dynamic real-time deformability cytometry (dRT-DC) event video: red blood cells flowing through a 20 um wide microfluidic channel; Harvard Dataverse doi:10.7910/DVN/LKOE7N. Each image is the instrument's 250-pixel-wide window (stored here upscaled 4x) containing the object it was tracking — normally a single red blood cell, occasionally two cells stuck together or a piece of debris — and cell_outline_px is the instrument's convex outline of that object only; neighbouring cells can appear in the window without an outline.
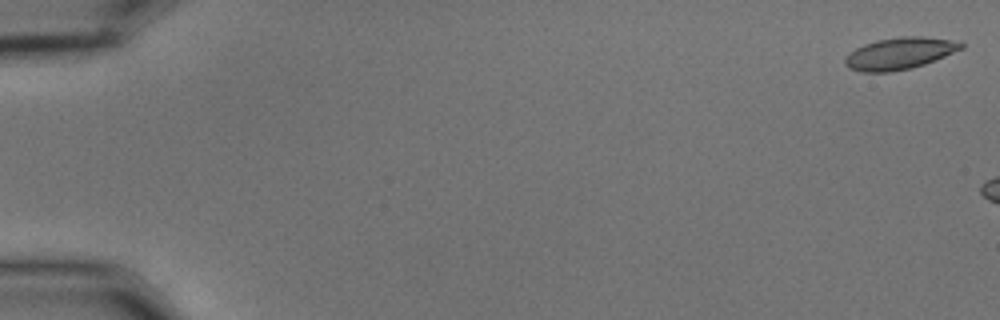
{"species": "common noctule bat (a hibernating species)", "species_latin": "Nyctalus noctula", "temperature_condition": "cold", "stored_images_in_passage": 6, "camera_frame_rate_fps": 3000, "um_per_image_px": 0.085, "animal": {"sex": "male", "body_mass_g": 15.6}, "frame": {"image": 1, "passage_image": 1, "time_ms": 0.0, "image_size_px": [1000, 320], "cell_outline_px": [[964, 48], [924, 64], [912, 68], [888, 72], [860, 72], [848, 68], [844, 64], [844, 56], [856, 48], [864, 44], [876, 40], [900, 36], [920, 36], [948, 40], [964, 44]], "centroid_in_image_um": [76.39, 4.55], "position_along_channel_um": 8.6, "area_um2": 21.44}}